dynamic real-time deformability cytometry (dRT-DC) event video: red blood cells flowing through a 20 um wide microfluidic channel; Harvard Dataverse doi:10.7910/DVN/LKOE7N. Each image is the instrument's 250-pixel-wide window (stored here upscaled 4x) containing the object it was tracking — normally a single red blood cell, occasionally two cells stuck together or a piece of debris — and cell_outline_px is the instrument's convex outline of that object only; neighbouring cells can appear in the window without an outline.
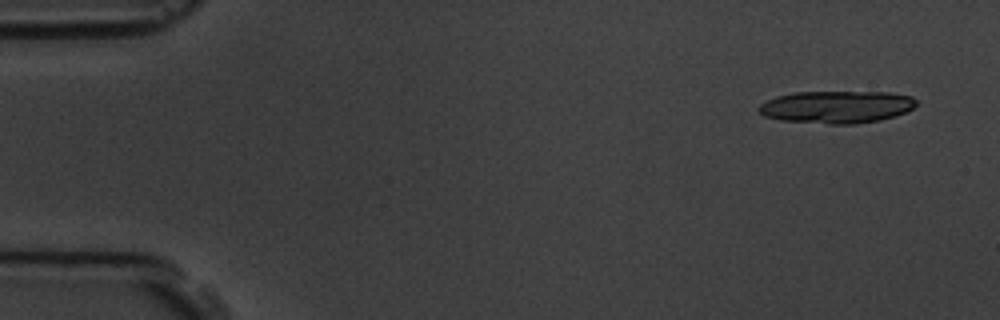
{"species": "common noctule bat (a hibernating species)", "species_latin": "Nyctalus noctula", "temperature_condition": "room temperature", "stored_images_in_passage": 6, "camera_frame_rate_fps": 3000, "um_per_image_px": 0.085, "animal": {"sex": "male", "body_mass_g": 19.5, "forearm_length_mm": 54.6}, "frame": {"image": 1, "passage_image": 1, "time_ms": 0.0, "image_size_px": [1000, 320], "cell_outline_px": [[916, 104], [912, 108], [896, 116], [880, 120], [856, 124], [828, 124], [780, 120], [764, 116], [756, 108], [760, 104], [776, 96], [792, 92], [888, 92], [912, 96], [916, 100]], "centroid_in_image_um": [71.09, 9.09], "position_along_channel_um": 13.9, "area_um2": 29.88}}